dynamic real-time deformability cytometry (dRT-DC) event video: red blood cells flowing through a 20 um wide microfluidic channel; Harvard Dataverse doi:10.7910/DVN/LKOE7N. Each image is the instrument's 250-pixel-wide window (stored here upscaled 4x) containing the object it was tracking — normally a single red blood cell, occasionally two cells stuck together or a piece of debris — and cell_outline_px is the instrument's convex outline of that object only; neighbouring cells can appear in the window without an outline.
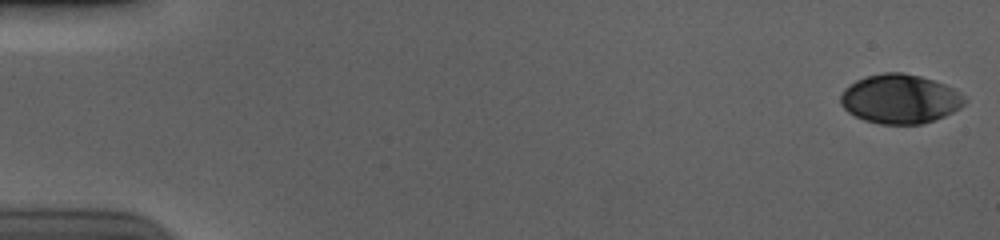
{"species": "human", "species_latin": "Homo sapiens", "temperature_condition": "cold", "stored_images_in_passage": 41, "camera_frame_rate_fps": 3000, "um_per_image_px": 0.085, "donor": {"sex": "male"}, "frame": {"image": 1, "passage_image": 1, "time_ms": 0.0, "image_size_px": [1000, 240], "cell_outline_px": [[968, 100], [960, 108], [944, 116], [920, 124], [880, 124], [864, 120], [848, 112], [840, 104], [840, 96], [844, 88], [856, 80], [868, 76], [884, 72], [900, 72], [920, 76], [944, 84], [952, 88], [964, 96]], "centroid_in_image_um": [76.48, 8.41], "position_along_channel_um": 8.5, "area_um2": 35.43}}
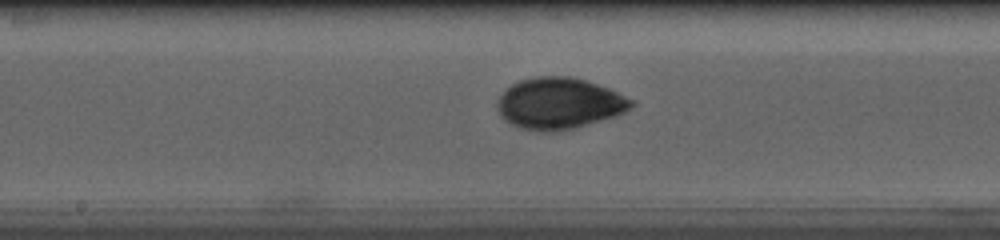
{"frame": {"image": 2, "passage_image": 30, "time_ms": 9.667, "image_size_px": [1000, 240], "cell_outline_px": [[636, 104], [632, 108], [616, 116], [576, 128], [548, 132], [540, 132], [520, 128], [504, 120], [500, 116], [496, 108], [496, 100], [512, 84], [520, 80], [536, 76], [568, 76], [584, 80], [608, 88], [632, 100]], "centroid_in_image_um": [47.51, 8.8], "position_along_channel_um": 200.7, "area_um2": 40.17}}
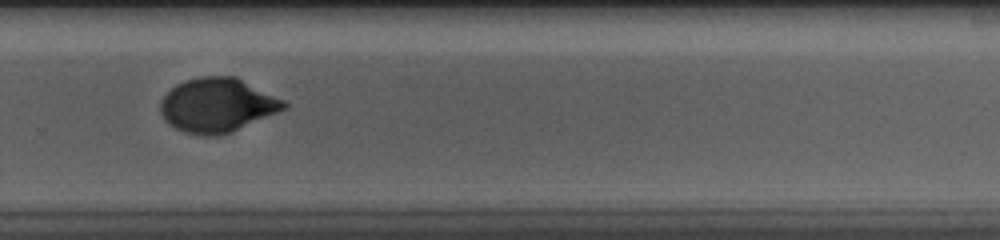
{"frame": {"image": 3, "passage_image": 39, "time_ms": 12.667, "image_size_px": [1000, 240], "cell_outline_px": [[288, 108], [232, 132], [216, 136], [200, 136], [184, 132], [176, 128], [164, 120], [160, 112], [160, 100], [176, 84], [188, 80], [204, 76], [236, 76], [284, 100], [288, 104]], "centroid_in_image_um": [18.48, 8.95], "position_along_channel_um": 311.3, "area_um2": 39.07}}